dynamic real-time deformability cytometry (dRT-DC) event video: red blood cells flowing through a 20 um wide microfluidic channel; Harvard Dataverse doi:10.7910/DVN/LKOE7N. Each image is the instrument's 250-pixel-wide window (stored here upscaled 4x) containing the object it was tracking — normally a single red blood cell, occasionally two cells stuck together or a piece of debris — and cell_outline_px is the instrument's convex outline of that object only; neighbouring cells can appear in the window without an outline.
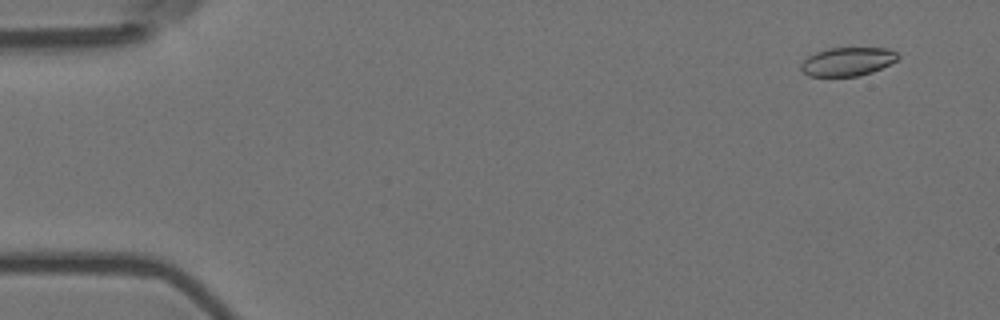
{"species": "Egyptian fruit bat (a non-hibernating species)", "species_latin": "Rousettus aegyptiacus", "temperature_condition": "room temperature", "stored_images_in_passage": 4, "camera_frame_rate_fps": 3000, "um_per_image_px": 0.085, "animal": {"sex": "female"}, "frame": {"image": 1, "passage_image": 1, "time_ms": 0.0, "image_size_px": [1000, 320], "cell_outline_px": [[900, 56], [896, 60], [872, 72], [860, 76], [808, 76], [800, 68], [800, 64], [808, 56], [816, 52], [828, 48], [888, 48], [896, 52]], "centroid_in_image_um": [72.02, 5.23], "position_along_channel_um": 13.0, "area_um2": 16.07}}
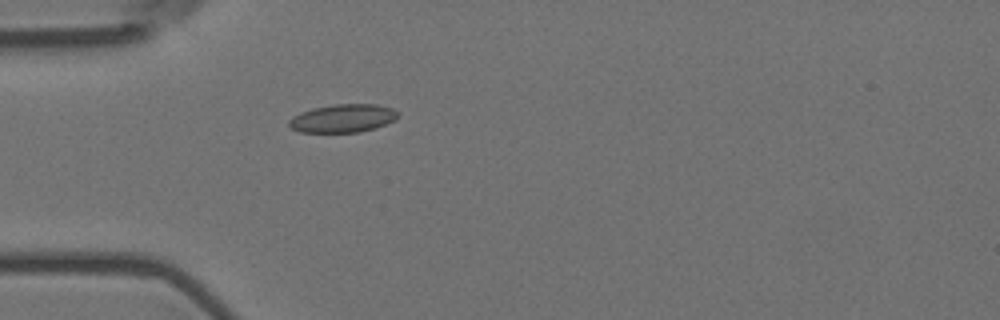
{"frame": {"image": 2, "passage_image": 4, "time_ms": 1.0, "image_size_px": [1000, 320], "cell_outline_px": [[400, 112], [396, 120], [376, 128], [360, 132], [300, 132], [292, 128], [288, 124], [288, 120], [292, 116], [300, 112], [312, 108], [336, 104], [376, 104], [392, 108]], "centroid_in_image_um": [29.16, 10.05], "position_along_channel_um": 55.8, "area_um2": 18.09}}